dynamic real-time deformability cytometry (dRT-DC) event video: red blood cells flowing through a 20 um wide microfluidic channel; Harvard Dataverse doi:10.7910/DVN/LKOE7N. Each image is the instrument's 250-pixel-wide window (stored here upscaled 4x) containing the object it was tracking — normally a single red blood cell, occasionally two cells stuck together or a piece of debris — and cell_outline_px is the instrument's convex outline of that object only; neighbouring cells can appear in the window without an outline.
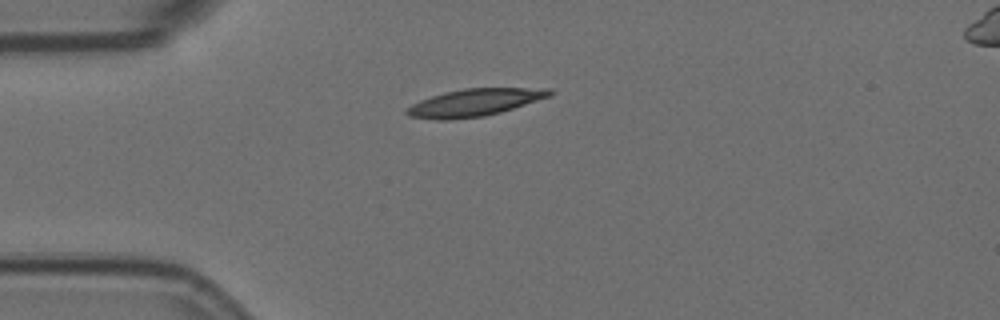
{"species": "Egyptian fruit bat (a non-hibernating species)", "species_latin": "Rousettus aegyptiacus", "temperature_condition": "room temperature", "stored_images_in_passage": 3, "camera_frame_rate_fps": 3000, "um_per_image_px": 0.085, "animal": {"sex": "female"}, "frame": {"image": 1, "passage_image": 3, "time_ms": 0.667, "image_size_px": [1000, 320], "cell_outline_px": [[556, 92], [552, 96], [500, 112], [484, 116], [448, 120], [436, 120], [408, 116], [404, 112], [404, 108], [420, 100], [444, 92], [464, 88], [552, 88]], "centroid_in_image_um": [40.34, 8.71], "position_along_channel_um": 44.7, "area_um2": 23.0}}